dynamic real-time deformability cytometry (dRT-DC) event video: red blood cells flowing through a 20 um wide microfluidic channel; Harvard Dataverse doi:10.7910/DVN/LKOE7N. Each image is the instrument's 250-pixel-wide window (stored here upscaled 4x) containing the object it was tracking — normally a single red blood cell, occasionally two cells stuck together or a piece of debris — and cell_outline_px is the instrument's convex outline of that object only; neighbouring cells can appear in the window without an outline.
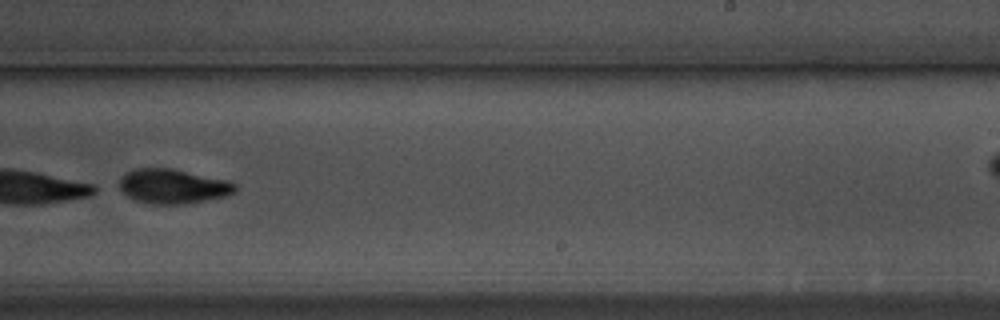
{"species": "common noctule bat (a hibernating species)", "species_latin": "Nyctalus noctula", "temperature_condition": "warm", "stored_images_in_passage": 33, "camera_frame_rate_fps": 3000, "um_per_image_px": 0.085, "animal": {"sex": "male", "body_mass_g": 17.5, "forearm_length_mm": 52.3}, "frame": {"image": 1, "passage_image": 28, "time_ms": 9.0, "image_size_px": [1000, 320], "cell_outline_px": [[236, 192], [228, 196], [184, 204], [152, 204], [136, 200], [128, 196], [120, 188], [120, 176], [124, 172], [132, 168], [172, 168], [228, 180], [236, 184]], "centroid_in_image_um": [14.7, 15.82], "position_along_channel_um": 274.3, "area_um2": 23.52}}